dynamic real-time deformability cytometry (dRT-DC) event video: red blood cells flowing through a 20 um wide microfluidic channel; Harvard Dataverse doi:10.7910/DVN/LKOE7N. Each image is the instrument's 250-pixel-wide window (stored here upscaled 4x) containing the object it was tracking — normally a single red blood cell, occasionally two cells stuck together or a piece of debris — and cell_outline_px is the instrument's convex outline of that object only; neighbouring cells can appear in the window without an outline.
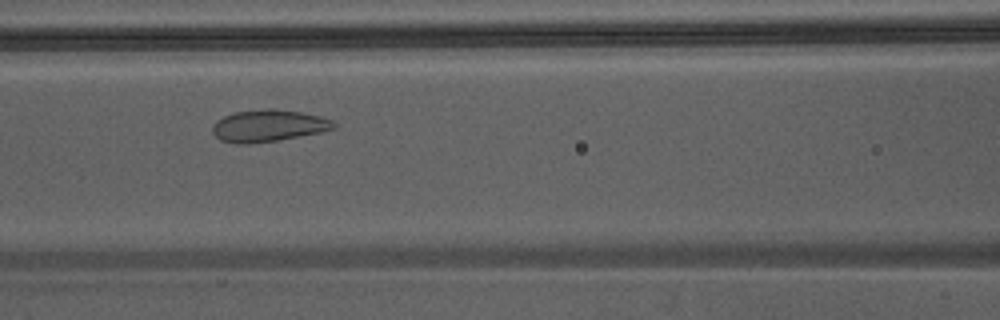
{"species": "Egyptian fruit bat (a non-hibernating species)", "species_latin": "Rousettus aegyptiacus", "temperature_condition": "warm", "stored_images_in_passage": 24, "camera_frame_rate_fps": 3000, "um_per_image_px": 0.085, "animal": {"sex": "male"}, "frame": {"image": 1, "passage_image": 7, "time_ms": 2.0, "image_size_px": [1000, 320], "cell_outline_px": [[336, 128], [320, 132], [276, 140], [248, 144], [240, 144], [220, 140], [212, 132], [212, 124], [216, 120], [232, 112], [268, 108], [272, 108], [300, 112], [320, 116], [332, 120], [336, 124]], "centroid_in_image_um": [22.78, 10.67], "position_along_channel_um": 143.8, "area_um2": 22.54}}
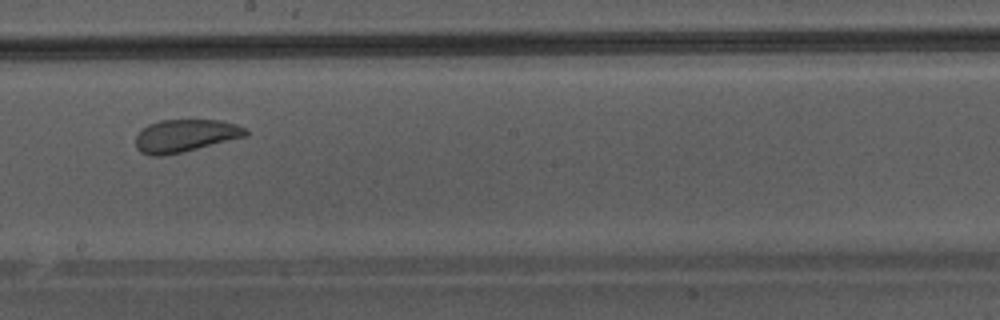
{"frame": {"image": 2, "passage_image": 13, "time_ms": 4.0, "image_size_px": [1000, 320], "cell_outline_px": [[248, 136], [164, 156], [152, 156], [140, 152], [136, 148], [136, 136], [148, 124], [160, 120], [220, 120], [236, 124], [244, 128], [248, 132]], "centroid_in_image_um": [15.74, 11.53], "position_along_channel_um": 232.5, "area_um2": 20.81}}
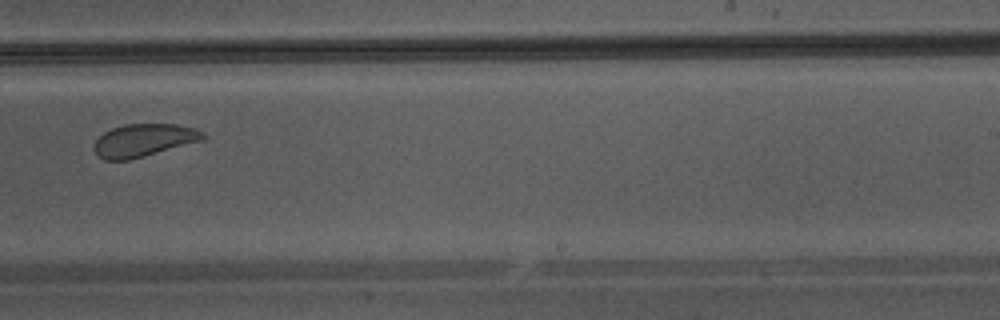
{"frame": {"image": 3, "passage_image": 16, "time_ms": 5.0, "image_size_px": [1000, 320], "cell_outline_px": [[204, 140], [128, 160], [104, 160], [96, 152], [96, 140], [104, 132], [112, 128], [124, 124], [176, 124], [196, 128], [204, 132]], "centroid_in_image_um": [12.26, 11.91], "position_along_channel_um": 276.7, "area_um2": 20.52}}